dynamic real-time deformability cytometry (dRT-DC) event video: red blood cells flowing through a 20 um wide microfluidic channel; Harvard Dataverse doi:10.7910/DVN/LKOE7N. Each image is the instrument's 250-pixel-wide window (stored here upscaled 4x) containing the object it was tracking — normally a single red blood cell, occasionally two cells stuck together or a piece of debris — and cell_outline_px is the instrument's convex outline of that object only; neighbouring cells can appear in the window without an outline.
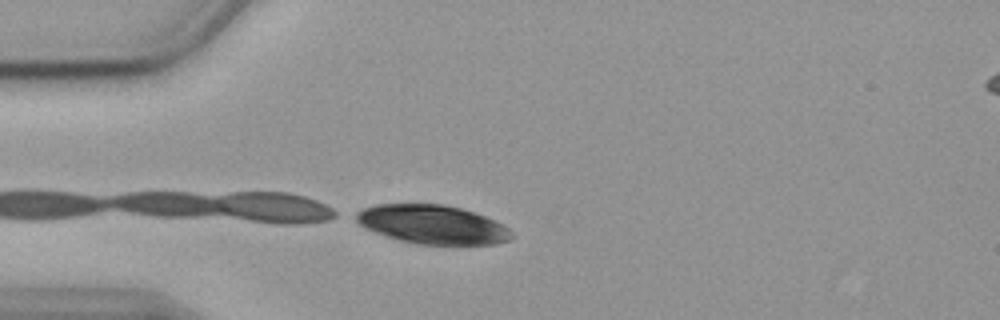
{"species": "common noctule bat (a hibernating species)", "species_latin": "Nyctalus noctula", "temperature_condition": "cold", "stored_images_in_passage": 4, "camera_frame_rate_fps": 3000, "um_per_image_px": 0.085, "animal": {"sex": "female", "body_mass_g": 19.9}, "frame": {"image": 1, "passage_image": 4, "time_ms": 1.0, "image_size_px": [1000, 320], "cell_outline_px": [[516, 236], [508, 240], [496, 244], [420, 244], [400, 240], [364, 228], [348, 216], [364, 208], [376, 204], [444, 204], [460, 208], [496, 220], [508, 228]], "centroid_in_image_um": [36.72, 19.07], "position_along_channel_um": 48.3, "area_um2": 35.32}}